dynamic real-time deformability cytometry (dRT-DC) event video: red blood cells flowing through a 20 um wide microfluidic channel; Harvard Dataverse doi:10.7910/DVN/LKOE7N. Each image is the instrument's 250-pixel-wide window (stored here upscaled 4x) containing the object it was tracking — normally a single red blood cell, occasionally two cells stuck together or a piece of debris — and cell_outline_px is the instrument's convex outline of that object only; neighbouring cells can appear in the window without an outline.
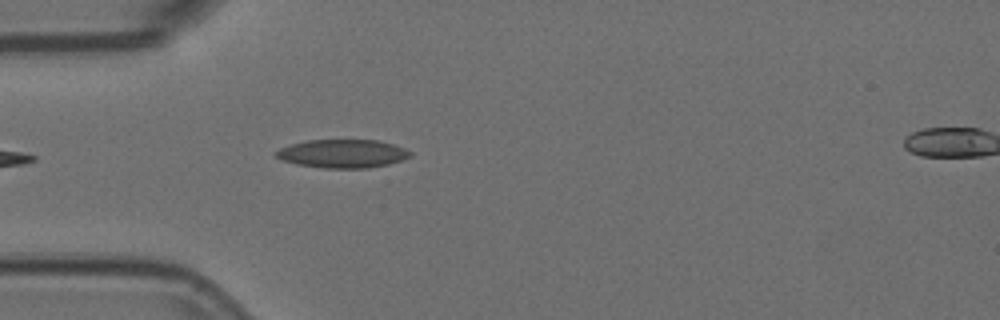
{"species": "Egyptian fruit bat (a non-hibernating species)", "species_latin": "Rousettus aegyptiacus", "temperature_condition": "room temperature", "stored_images_in_passage": 6, "segment_of_instrument_passage": [1, 2], "camera_frame_rate_fps": 3000, "um_per_image_px": 0.085, "animal": {"sex": "female"}, "frame": {"image": 1, "passage_image": 5, "time_ms": 1.333, "image_size_px": [1000, 320], "cell_outline_px": [[412, 156], [388, 164], [368, 168], [324, 168], [296, 164], [284, 160], [276, 156], [276, 152], [280, 148], [292, 144], [308, 140], [376, 140], [392, 144], [404, 148], [412, 152]], "centroid_in_image_um": [29.14, 13.06], "position_along_channel_um": 55.9, "area_um2": 21.96}}